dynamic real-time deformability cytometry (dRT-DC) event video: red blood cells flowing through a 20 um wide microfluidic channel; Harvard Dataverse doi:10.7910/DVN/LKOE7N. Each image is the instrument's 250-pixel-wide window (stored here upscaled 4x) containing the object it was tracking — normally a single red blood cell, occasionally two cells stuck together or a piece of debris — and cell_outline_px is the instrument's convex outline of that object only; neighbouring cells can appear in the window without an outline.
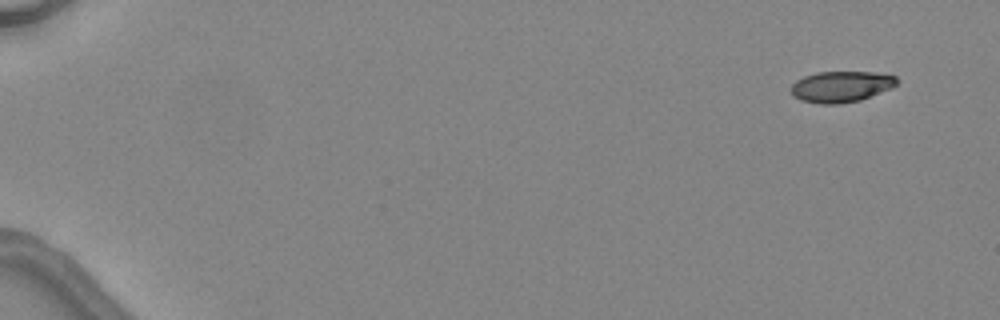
{"species": "common noctule bat (a hibernating species)", "species_latin": "Nyctalus noctula", "temperature_condition": "warm", "stored_images_in_passage": 4, "camera_frame_rate_fps": 3000, "um_per_image_px": 0.085, "animal": {"sex": "female", "body_mass_g": 24.6, "forearm_length_mm": 56.2}, "frame": {"image": 1, "passage_image": 1, "time_ms": 0.0, "image_size_px": [1000, 320], "cell_outline_px": [[896, 84], [892, 88], [860, 100], [840, 104], [820, 104], [800, 100], [792, 96], [792, 84], [796, 80], [804, 76], [816, 72], [872, 72], [896, 76]], "centroid_in_image_um": [71.47, 7.37], "position_along_channel_um": 13.5, "area_um2": 19.13}}
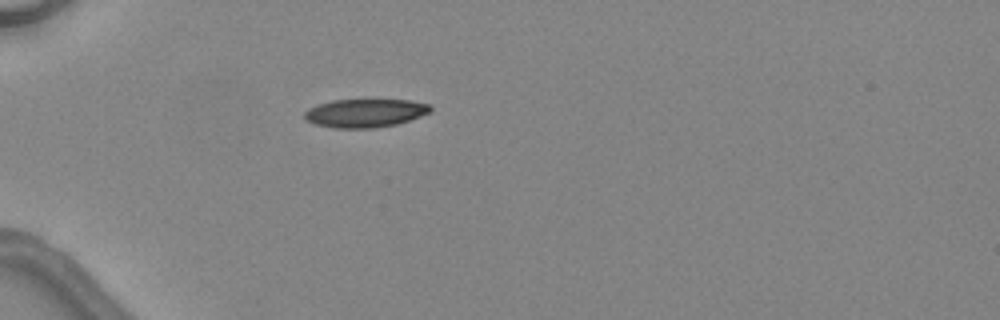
{"frame": {"image": 2, "passage_image": 4, "time_ms": 4.333, "image_size_px": [1000, 320], "cell_outline_px": [[432, 108], [428, 112], [420, 116], [396, 124], [372, 128], [336, 128], [316, 124], [308, 120], [304, 116], [304, 112], [308, 108], [332, 100], [412, 100], [428, 104]], "centroid_in_image_um": [31.02, 9.6], "position_along_channel_um": 54.0, "area_um2": 20.52}}